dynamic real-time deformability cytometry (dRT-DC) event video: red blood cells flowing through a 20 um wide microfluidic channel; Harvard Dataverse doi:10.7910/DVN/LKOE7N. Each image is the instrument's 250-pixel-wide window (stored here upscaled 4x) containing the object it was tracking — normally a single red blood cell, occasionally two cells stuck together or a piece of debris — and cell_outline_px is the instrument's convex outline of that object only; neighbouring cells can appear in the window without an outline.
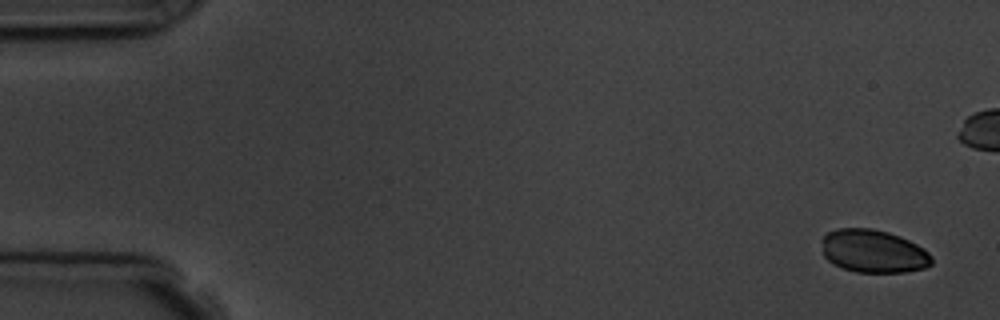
{"species": "common noctule bat (a hibernating species)", "species_latin": "Nyctalus noctula", "temperature_condition": "room temperature", "stored_images_in_passage": 5, "camera_frame_rate_fps": 3000, "um_per_image_px": 0.085, "animal": {"sex": "male", "body_mass_g": 19.5, "forearm_length_mm": 54.6}, "frame": {"image": 1, "passage_image": 1, "time_ms": 0.0, "image_size_px": [1000, 320], "cell_outline_px": [[932, 264], [924, 268], [904, 272], [856, 272], [832, 264], [824, 256], [820, 240], [828, 232], [836, 228], [872, 228], [888, 232], [900, 236], [924, 248], [932, 256]], "centroid_in_image_um": [74.22, 21.34], "position_along_channel_um": 10.8, "area_um2": 27.74}}